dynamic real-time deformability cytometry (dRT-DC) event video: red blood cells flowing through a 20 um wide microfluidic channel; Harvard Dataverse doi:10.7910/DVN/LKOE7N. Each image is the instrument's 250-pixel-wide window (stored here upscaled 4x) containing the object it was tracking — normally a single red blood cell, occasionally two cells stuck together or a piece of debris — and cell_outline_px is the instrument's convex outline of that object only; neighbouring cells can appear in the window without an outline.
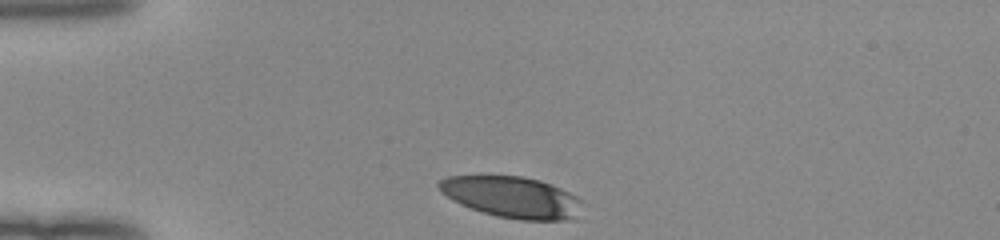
{"species": "human", "species_latin": "Homo sapiens", "temperature_condition": "room temperature", "stored_images_in_passage": 1, "camera_frame_rate_fps": 3000, "um_per_image_px": 0.085, "donor": {"sex": "female"}, "frame": {"image": 1, "passage_image": 1, "time_ms": 0.0, "image_size_px": [1000, 240], "cell_outline_px": [[584, 200], [572, 216], [564, 220], [520, 220], [496, 216], [460, 204], [452, 200], [436, 184], [440, 180], [448, 176], [520, 176], [540, 180], [552, 184]], "centroid_in_image_um": [43.5, 16.74], "position_along_channel_um": 41.5, "area_um2": 33.87}}